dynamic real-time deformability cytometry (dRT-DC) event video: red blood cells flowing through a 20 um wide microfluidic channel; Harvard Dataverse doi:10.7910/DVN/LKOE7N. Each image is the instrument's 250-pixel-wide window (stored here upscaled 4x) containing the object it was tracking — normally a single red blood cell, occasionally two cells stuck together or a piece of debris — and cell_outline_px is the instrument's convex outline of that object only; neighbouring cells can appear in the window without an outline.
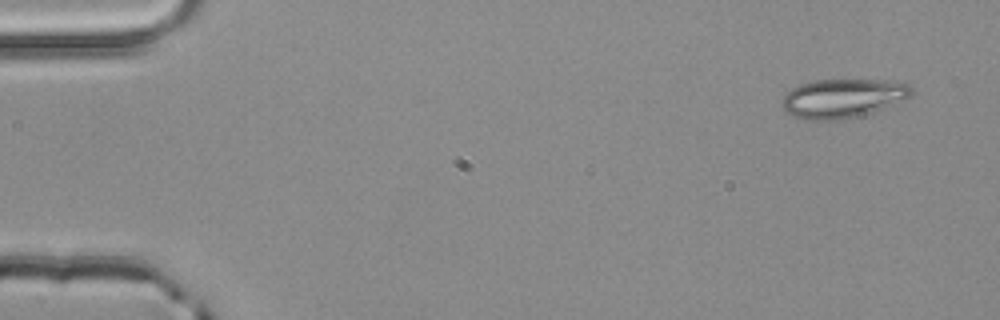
{"species": "common noctule bat (a hibernating species)", "species_latin": "Nyctalus noctula", "temperature_condition": "room temperature", "stored_images_in_passage": 3, "camera_frame_rate_fps": 3000, "um_per_image_px": 0.085, "animal": {"sex": "male", "body_mass_g": 20.4}, "frame": {"image": 1, "passage_image": 1, "time_ms": 0.0, "image_size_px": [1000, 320], "cell_outline_px": [[912, 96], [904, 100], [884, 108], [872, 112], [840, 120], [808, 120], [792, 116], [780, 104], [784, 96], [792, 88], [800, 84], [812, 80], [904, 80], [912, 84]], "centroid_in_image_um": [71.7, 8.33], "position_along_channel_um": 13.3, "area_um2": 29.77}}